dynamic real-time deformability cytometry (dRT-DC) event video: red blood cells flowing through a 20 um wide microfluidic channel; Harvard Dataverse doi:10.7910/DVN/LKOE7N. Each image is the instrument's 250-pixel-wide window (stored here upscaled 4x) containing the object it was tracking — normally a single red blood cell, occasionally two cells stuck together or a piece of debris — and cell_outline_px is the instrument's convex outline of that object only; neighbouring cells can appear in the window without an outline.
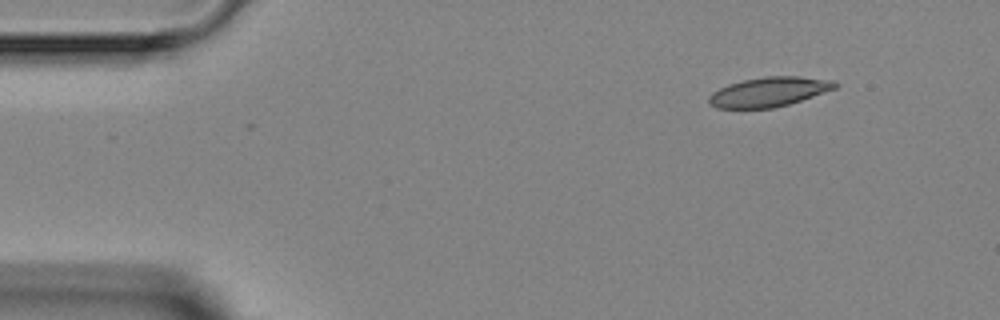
{"species": "Egyptian fruit bat (a non-hibernating species)", "species_latin": "Rousettus aegyptiacus", "temperature_condition": "room temperature", "stored_images_in_passage": 4, "camera_frame_rate_fps": 3000, "um_per_image_px": 0.085, "animal": {"sex": "female"}, "frame": {"image": 1, "passage_image": 1, "time_ms": 0.0, "image_size_px": [1000, 320], "cell_outline_px": [[840, 84], [836, 88], [788, 104], [772, 108], [716, 108], [708, 104], [708, 96], [712, 92], [728, 84], [744, 80], [768, 76], [800, 76], [836, 80]], "centroid_in_image_um": [65.36, 7.8], "position_along_channel_um": 19.6, "area_um2": 21.73}}